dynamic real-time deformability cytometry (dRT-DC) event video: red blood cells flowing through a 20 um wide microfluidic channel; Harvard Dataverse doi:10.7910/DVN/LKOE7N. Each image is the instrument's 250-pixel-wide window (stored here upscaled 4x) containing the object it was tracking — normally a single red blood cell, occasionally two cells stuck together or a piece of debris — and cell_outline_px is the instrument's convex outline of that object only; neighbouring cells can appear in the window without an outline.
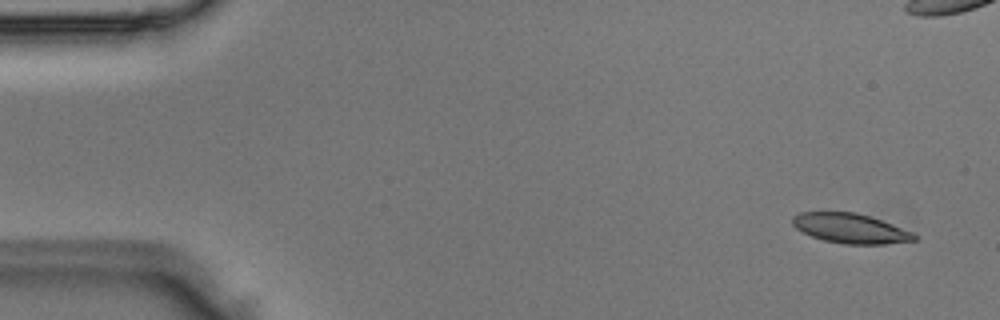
{"species": "Egyptian fruit bat (a non-hibernating species)", "species_latin": "Rousettus aegyptiacus", "temperature_condition": "room temperature", "stored_images_in_passage": 4, "camera_frame_rate_fps": 3000, "um_per_image_px": 0.085, "animal": {"sex": "male"}, "frame": {"image": 1, "passage_image": 1, "time_ms": 0.0, "image_size_px": [1000, 320], "cell_outline_px": [[920, 236], [916, 240], [884, 244], [844, 244], [824, 240], [812, 236], [796, 228], [792, 224], [792, 216], [800, 212], [856, 212], [892, 224], [912, 232]], "centroid_in_image_um": [72.29, 19.41], "position_along_channel_um": 12.7, "area_um2": 20.98}}